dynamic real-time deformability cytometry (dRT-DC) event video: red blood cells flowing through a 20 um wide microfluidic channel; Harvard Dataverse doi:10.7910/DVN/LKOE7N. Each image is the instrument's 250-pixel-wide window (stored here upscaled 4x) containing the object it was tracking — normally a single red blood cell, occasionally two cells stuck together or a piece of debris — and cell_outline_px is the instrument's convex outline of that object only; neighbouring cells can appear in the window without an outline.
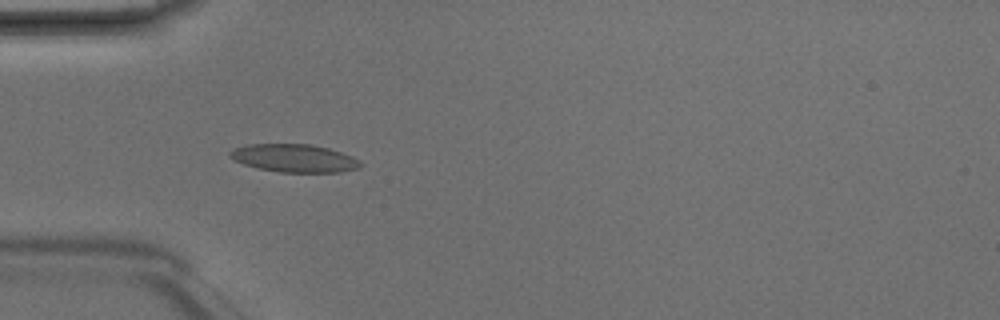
{"species": "Egyptian fruit bat (a non-hibernating species)", "species_latin": "Rousettus aegyptiacus", "temperature_condition": "room temperature", "stored_images_in_passage": 5, "camera_frame_rate_fps": 3000, "um_per_image_px": 0.085, "animal": {"sex": "male"}, "frame": {"image": 1, "passage_image": 4, "time_ms": 1.0, "image_size_px": [1000, 320], "cell_outline_px": [[364, 164], [360, 168], [340, 172], [280, 172], [260, 168], [244, 164], [228, 156], [228, 152], [236, 148], [248, 144], [312, 144], [328, 148], [352, 156], [360, 160]], "centroid_in_image_um": [25.06, 13.44], "position_along_channel_um": 59.9, "area_um2": 21.21}}